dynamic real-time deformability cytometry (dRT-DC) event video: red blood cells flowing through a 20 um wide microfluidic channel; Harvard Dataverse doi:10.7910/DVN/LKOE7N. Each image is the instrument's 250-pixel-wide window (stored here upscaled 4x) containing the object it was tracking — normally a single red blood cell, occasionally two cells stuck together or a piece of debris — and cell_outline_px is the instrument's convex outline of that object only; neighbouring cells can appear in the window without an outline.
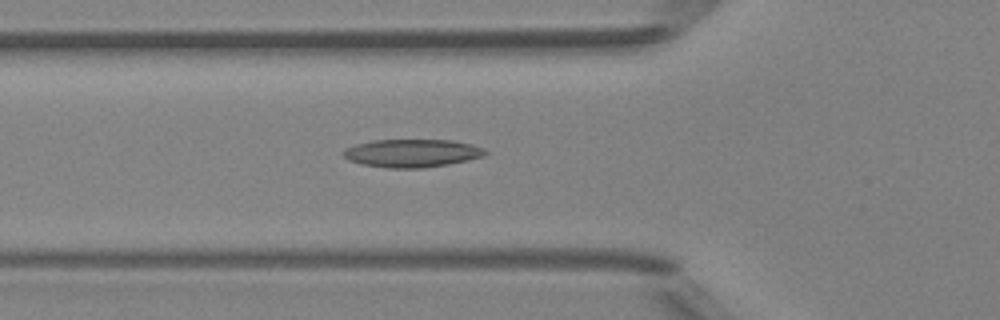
{"species": "Egyptian fruit bat (a non-hibernating species)", "species_latin": "Rousettus aegyptiacus", "temperature_condition": "room temperature", "stored_images_in_passage": 44, "camera_frame_rate_fps": 3000, "um_per_image_px": 0.085, "animal": {"sex": "female"}, "frame": {"image": 1, "passage_image": 12, "time_ms": 3.667, "image_size_px": [1000, 320], "cell_outline_px": [[488, 152], [484, 156], [468, 160], [448, 164], [424, 168], [388, 168], [364, 164], [348, 160], [340, 152], [344, 148], [356, 144], [372, 140], [452, 140], [472, 144], [484, 148]], "centroid_in_image_um": [35.01, 13.01], "position_along_channel_um": 90.8, "area_um2": 23.29}}
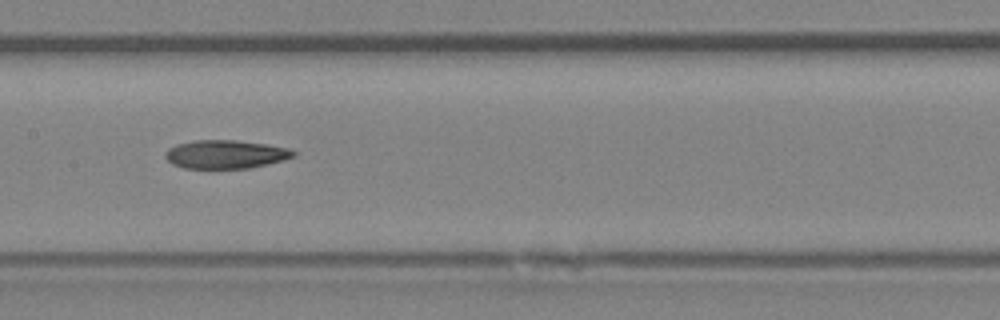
{"frame": {"image": 2, "passage_image": 19, "time_ms": 6.0, "image_size_px": [1000, 320], "cell_outline_px": [[296, 156], [284, 160], [248, 168], [184, 168], [172, 164], [164, 156], [164, 152], [168, 148], [176, 144], [196, 140], [236, 140], [268, 144], [288, 148], [296, 152]], "centroid_in_image_um": [19.17, 13.11], "position_along_channel_um": 188.2, "area_um2": 21.33}}
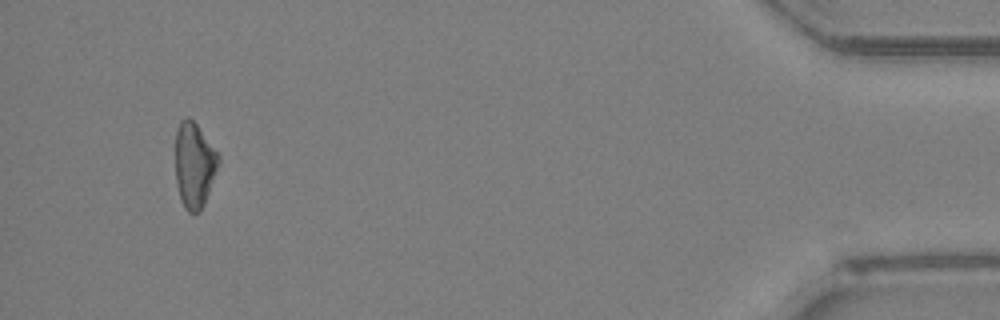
{"frame": {"image": 3, "passage_image": 41, "time_ms": 13.333, "image_size_px": [1000, 320], "cell_outline_px": [[220, 164], [204, 204], [200, 212], [188, 212], [184, 208], [180, 200], [176, 184], [176, 132], [180, 120], [188, 116], [196, 124], [220, 156]], "centroid_in_image_um": [16.51, 14.05], "position_along_channel_um": 418.7, "area_um2": 21.5}}